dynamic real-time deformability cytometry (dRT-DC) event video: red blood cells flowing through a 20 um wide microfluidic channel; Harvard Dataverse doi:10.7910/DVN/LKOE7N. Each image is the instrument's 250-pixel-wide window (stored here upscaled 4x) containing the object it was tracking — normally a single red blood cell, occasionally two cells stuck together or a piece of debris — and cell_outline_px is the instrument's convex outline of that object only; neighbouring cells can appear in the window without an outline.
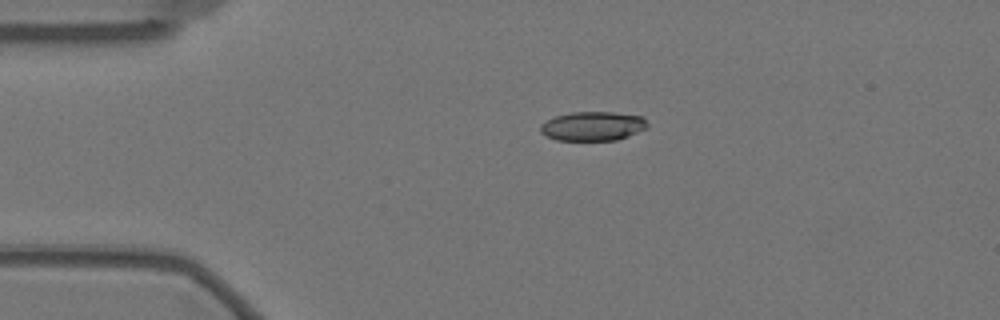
{"species": "Egyptian fruit bat (a non-hibernating species)", "species_latin": "Rousettus aegyptiacus", "temperature_condition": "warm", "stored_images_in_passage": 47, "camera_frame_rate_fps": 3000, "um_per_image_px": 0.085, "animal": {"sex": "female"}, "frame": {"image": 1, "passage_image": 1, "time_ms": 0.0, "image_size_px": [1000, 320], "cell_outline_px": [[648, 128], [628, 136], [616, 140], [556, 140], [540, 132], [540, 124], [556, 116], [572, 112], [612, 112], [644, 116], [648, 124]], "centroid_in_image_um": [50.42, 10.72], "position_along_channel_um": 34.6, "area_um2": 18.21}}
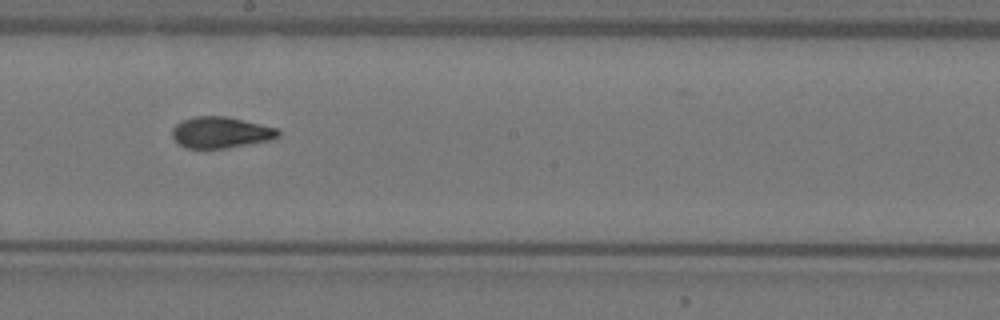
{"frame": {"image": 2, "passage_image": 21, "time_ms": 6.667, "image_size_px": [1000, 320], "cell_outline_px": [[280, 136], [272, 140], [224, 148], [184, 148], [172, 136], [172, 128], [180, 120], [196, 116], [224, 116], [276, 128], [280, 132]], "centroid_in_image_um": [18.74, 11.26], "position_along_channel_um": 229.5, "area_um2": 19.13}}
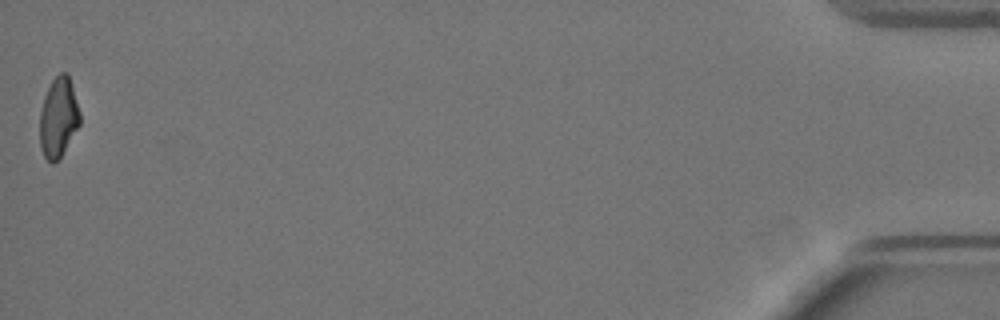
{"frame": {"image": 3, "passage_image": 47, "time_ms": 15.333, "image_size_px": [1000, 320], "cell_outline_px": [[80, 124], [60, 156], [52, 164], [44, 156], [40, 144], [40, 112], [44, 96], [52, 80], [60, 72], [68, 72], [80, 112]], "centroid_in_image_um": [4.96, 9.94], "position_along_channel_um": 430.2, "area_um2": 18.44}, "authors_computed_cell_mechanics": {"area_um2": 19.3052, "velocity_mm_per_s": 3.4673, "shape_relaxation_time_tau1_ms": 8.3547, "shape_relaxation_time_tau2_ms": 1.4021, "deformation_change_tau1": 0.2311, "deformation_change_tau2": 0.071}}